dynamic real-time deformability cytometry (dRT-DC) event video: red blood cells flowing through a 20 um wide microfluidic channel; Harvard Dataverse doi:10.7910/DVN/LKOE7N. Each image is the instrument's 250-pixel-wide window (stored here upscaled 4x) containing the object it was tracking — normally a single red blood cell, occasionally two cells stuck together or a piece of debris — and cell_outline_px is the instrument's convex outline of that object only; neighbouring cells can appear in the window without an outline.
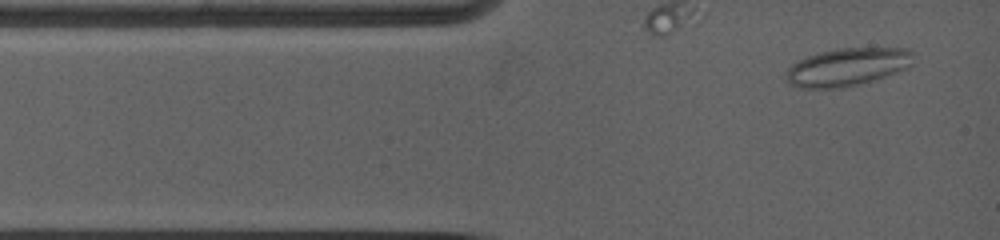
{"species": "common noctule bat (a hibernating species)", "species_latin": "Nyctalus noctula", "temperature_condition": "warm", "stored_images_in_passage": 17, "camera_frame_rate_fps": 5000, "um_per_image_px": 0.085, "animal": {"sex": "female", "body_mass_g": 19.0, "forearm_length_mm": 53.3}, "frame": {"image": 1, "passage_image": 1, "time_ms": 0.0, "image_size_px": [1000, 240], "cell_outline_px": [[912, 64], [908, 68], [872, 80], [856, 84], [832, 88], [804, 88], [792, 84], [784, 80], [784, 72], [792, 64], [808, 56], [820, 52], [840, 48], [908, 48], [912, 52]], "centroid_in_image_um": [72.0, 5.68], "position_along_channel_um": 13.0, "area_um2": 27.74}}
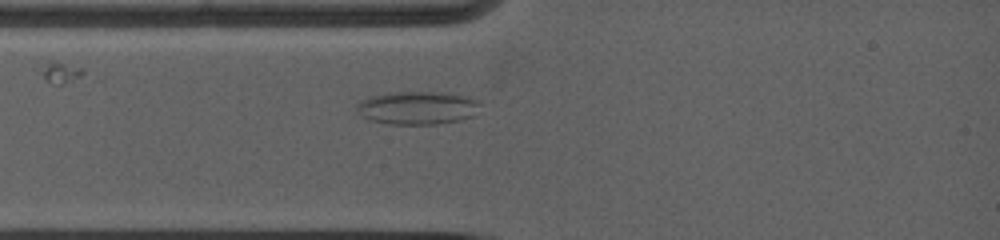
{"frame": {"image": 2, "passage_image": 13, "time_ms": 1.8, "image_size_px": [1000, 240], "cell_outline_px": [[480, 104], [468, 116], [456, 120], [436, 124], [392, 124], [372, 120], [364, 116], [356, 108], [356, 104], [360, 100], [368, 96], [392, 92], [436, 92], [460, 96], [476, 100]], "centroid_in_image_um": [35.36, 9.15], "position_along_channel_um": 49.6, "area_um2": 23.0}}